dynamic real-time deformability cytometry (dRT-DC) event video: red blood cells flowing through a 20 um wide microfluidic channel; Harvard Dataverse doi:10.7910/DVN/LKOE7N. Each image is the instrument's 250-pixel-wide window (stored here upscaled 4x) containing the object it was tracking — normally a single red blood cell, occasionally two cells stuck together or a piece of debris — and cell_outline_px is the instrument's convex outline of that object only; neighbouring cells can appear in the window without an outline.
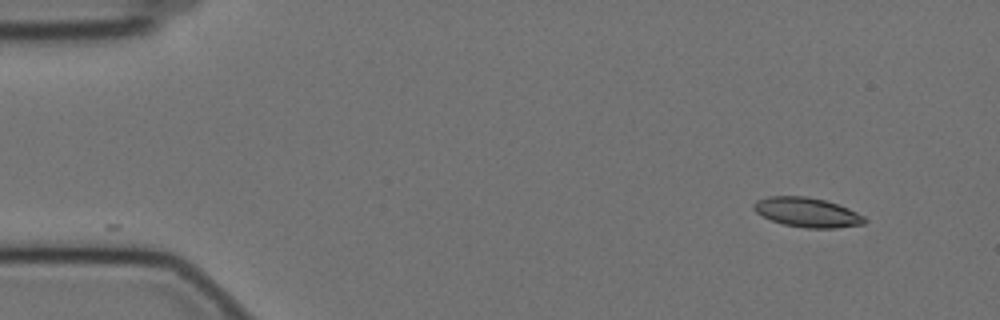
{"species": "Egyptian fruit bat (a non-hibernating species)", "species_latin": "Rousettus aegyptiacus", "temperature_condition": "cold", "stored_images_in_passage": 34, "camera_frame_rate_fps": 3000, "um_per_image_px": 0.085, "animal": {"sex": "female"}, "frame": {"image": 1, "passage_image": 1, "time_ms": 0.0, "image_size_px": [1000, 320], "cell_outline_px": [[868, 220], [864, 224], [836, 228], [808, 228], [784, 224], [772, 220], [756, 212], [752, 208], [752, 204], [756, 200], [768, 196], [808, 196], [824, 200], [848, 208], [864, 216]], "centroid_in_image_um": [68.61, 18.04], "position_along_channel_um": 16.4, "area_um2": 19.02}}
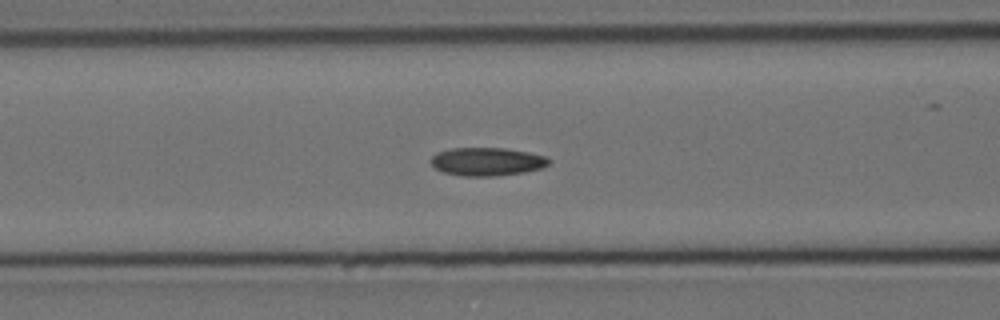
{"frame": {"image": 2, "passage_image": 19, "time_ms": 6.0, "image_size_px": [1000, 320], "cell_outline_px": [[552, 160], [544, 168], [524, 172], [496, 176], [464, 176], [444, 172], [436, 168], [428, 160], [436, 152], [448, 148], [504, 148], [528, 152], [544, 156]], "centroid_in_image_um": [41.38, 13.73], "position_along_channel_um": 125.2, "area_um2": 19.54}}
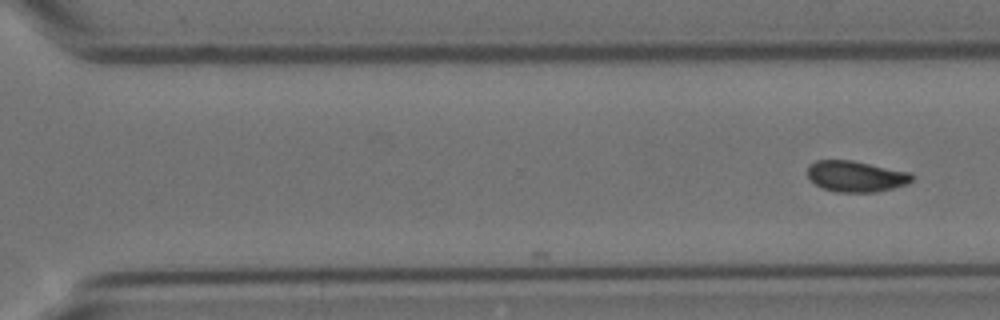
{"frame": {"image": 3, "passage_image": 34, "time_ms": 11.0, "image_size_px": [1000, 320], "cell_outline_px": [[912, 180], [908, 184], [876, 192], [836, 192], [824, 188], [816, 184], [808, 176], [808, 164], [816, 160], [852, 160], [912, 172]], "centroid_in_image_um": [72.77, 14.98], "position_along_channel_um": 297.8, "area_um2": 18.9}}